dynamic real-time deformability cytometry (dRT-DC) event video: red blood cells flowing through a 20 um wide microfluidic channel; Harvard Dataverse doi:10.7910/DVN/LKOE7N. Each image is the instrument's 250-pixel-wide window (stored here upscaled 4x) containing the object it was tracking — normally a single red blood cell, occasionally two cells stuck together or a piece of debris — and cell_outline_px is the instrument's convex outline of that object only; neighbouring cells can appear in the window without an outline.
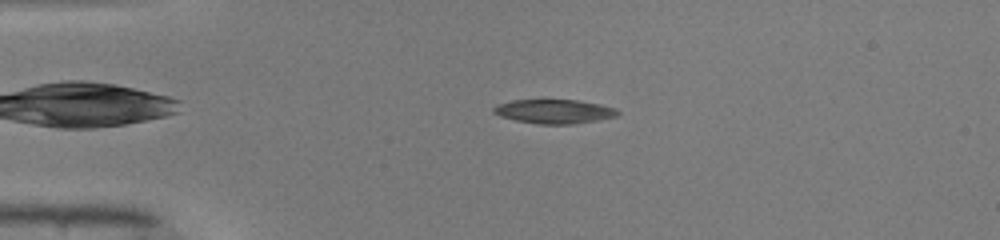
{"species": "common noctule bat (a hibernating species)", "species_latin": "Nyctalus noctula", "temperature_condition": "warm", "stored_images_in_passage": 50, "camera_frame_rate_fps": 3000, "um_per_image_px": 0.085, "animal": {"sex": "male", "body_mass_g": 19.0, "forearm_length_mm": 50.8}, "frame": {"image": 1, "passage_image": 12, "time_ms": 3.667, "image_size_px": [1000, 240], "cell_outline_px": [[620, 112], [616, 116], [596, 120], [572, 124], [540, 124], [516, 120], [500, 116], [492, 112], [492, 108], [496, 104], [512, 100], [576, 100], [600, 104], [616, 108]], "centroid_in_image_um": [47.08, 9.46], "position_along_channel_um": 37.9, "area_um2": 17.34}}
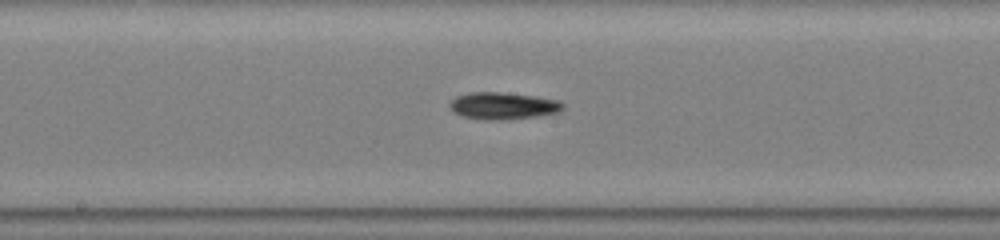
{"frame": {"image": 2, "passage_image": 27, "time_ms": 8.667, "image_size_px": [1000, 240], "cell_outline_px": [[564, 108], [560, 112], [536, 116], [500, 120], [488, 120], [464, 116], [452, 112], [448, 104], [456, 96], [472, 92], [496, 92], [532, 96], [560, 100], [564, 104]], "centroid_in_image_um": [42.76, 8.99], "position_along_channel_um": 205.4, "area_um2": 17.69}}
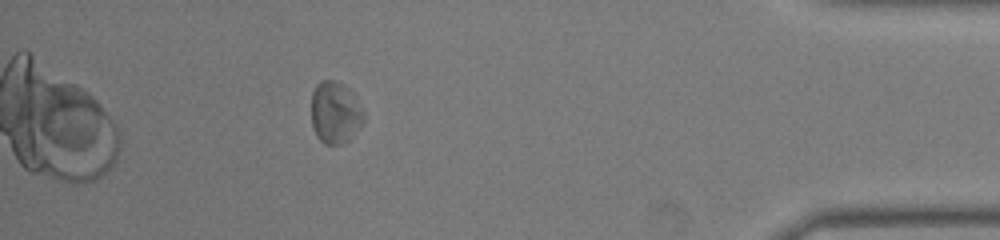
{"frame": {"image": 3, "passage_image": 45, "time_ms": 14.667, "image_size_px": [1000, 240], "cell_outline_px": [[364, 120], [348, 140], [344, 144], [324, 144], [316, 136], [312, 124], [312, 92], [316, 84], [320, 80], [332, 80], [344, 84], [352, 92], [364, 112]], "centroid_in_image_um": [28.47, 9.56], "position_along_channel_um": 406.7, "area_um2": 18.9}, "authors_computed_cell_mechanics": {"area_um2": 17.6579, "velocity_mm_per_s": 4.0936, "shape_relaxation_time_tau1_ms": 2.6257, "shape_relaxation_time_tau2_ms": null, "deformation_change_tau1": 0.0808, "deformation_change_tau2": null}}